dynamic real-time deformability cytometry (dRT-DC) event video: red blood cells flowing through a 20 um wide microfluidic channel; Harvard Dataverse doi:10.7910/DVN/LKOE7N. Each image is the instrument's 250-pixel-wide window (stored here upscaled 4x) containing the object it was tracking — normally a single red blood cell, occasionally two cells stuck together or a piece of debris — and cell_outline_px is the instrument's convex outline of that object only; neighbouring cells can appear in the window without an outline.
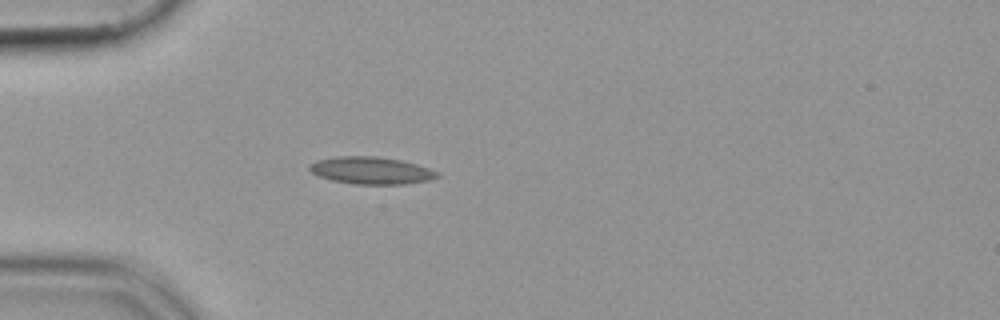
{"species": "common noctule bat (a hibernating species)", "species_latin": "Nyctalus noctula", "temperature_condition": "cold", "stored_images_in_passage": 39, "camera_frame_rate_fps": 3000, "um_per_image_px": 0.085, "animal": {"sex": "female", "body_mass_g": 19.9}, "frame": {"image": 1, "passage_image": 1, "time_ms": 0.0, "image_size_px": [1000, 320], "cell_outline_px": [[440, 176], [428, 180], [404, 184], [352, 184], [332, 180], [320, 176], [312, 172], [308, 168], [308, 164], [316, 160], [336, 156], [380, 156], [400, 160], [416, 164], [440, 172]], "centroid_in_image_um": [31.54, 14.48], "position_along_channel_um": 53.5, "area_um2": 20.35}}
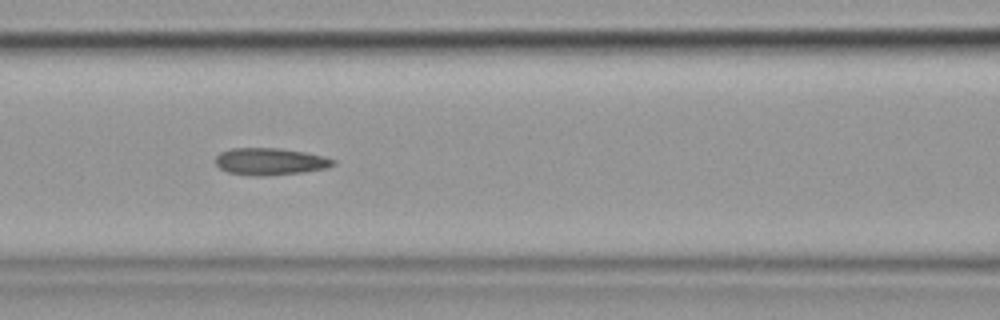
{"frame": {"image": 2, "passage_image": 9, "time_ms": 2.667, "image_size_px": [1000, 320], "cell_outline_px": [[336, 164], [328, 168], [304, 172], [264, 176], [256, 176], [228, 172], [220, 168], [216, 164], [216, 156], [220, 152], [232, 148], [280, 148], [304, 152], [324, 156], [336, 160]], "centroid_in_image_um": [22.99, 13.73], "position_along_channel_um": 143.6, "area_um2": 18.61}}
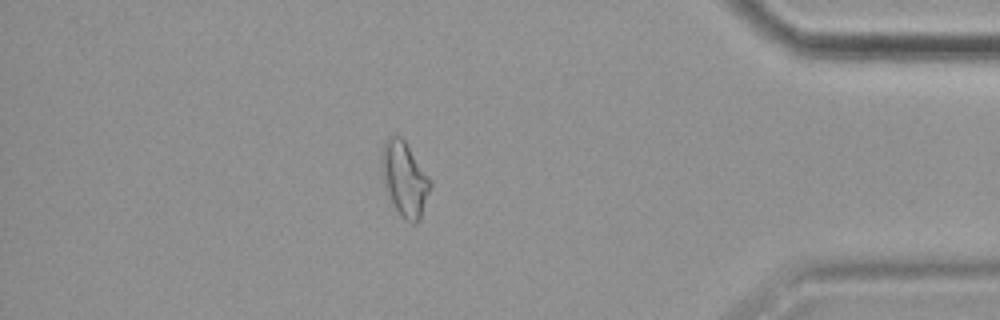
{"frame": {"image": 3, "passage_image": 32, "time_ms": 10.333, "image_size_px": [1000, 320], "cell_outline_px": [[432, 188], [420, 220], [416, 224], [412, 224], [400, 216], [384, 188], [380, 168], [380, 152], [388, 136], [400, 136], [404, 140], [432, 180]], "centroid_in_image_um": [34.39, 15.23], "position_along_channel_um": 400.8, "area_um2": 21.68}}